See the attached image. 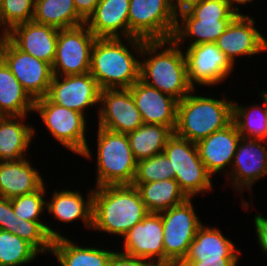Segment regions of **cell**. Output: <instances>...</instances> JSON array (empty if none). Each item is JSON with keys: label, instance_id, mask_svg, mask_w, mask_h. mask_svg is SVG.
Listing matches in <instances>:
<instances>
[{"label": "cell", "instance_id": "obj_1", "mask_svg": "<svg viewBox=\"0 0 267 266\" xmlns=\"http://www.w3.org/2000/svg\"><path fill=\"white\" fill-rule=\"evenodd\" d=\"M145 41L137 37L96 38L91 51L90 74L101 90L130 88L140 80Z\"/></svg>", "mask_w": 267, "mask_h": 266}, {"label": "cell", "instance_id": "obj_2", "mask_svg": "<svg viewBox=\"0 0 267 266\" xmlns=\"http://www.w3.org/2000/svg\"><path fill=\"white\" fill-rule=\"evenodd\" d=\"M140 81L181 101L193 90L188 82L183 48L173 39L145 41L140 59Z\"/></svg>", "mask_w": 267, "mask_h": 266}, {"label": "cell", "instance_id": "obj_3", "mask_svg": "<svg viewBox=\"0 0 267 266\" xmlns=\"http://www.w3.org/2000/svg\"><path fill=\"white\" fill-rule=\"evenodd\" d=\"M148 213L138 189L132 185L94 188L92 231L123 237Z\"/></svg>", "mask_w": 267, "mask_h": 266}, {"label": "cell", "instance_id": "obj_4", "mask_svg": "<svg viewBox=\"0 0 267 266\" xmlns=\"http://www.w3.org/2000/svg\"><path fill=\"white\" fill-rule=\"evenodd\" d=\"M193 89L177 106V122L174 134L190 142H198L216 131L226 128L233 119V100L214 98ZM204 95V96H203Z\"/></svg>", "mask_w": 267, "mask_h": 266}, {"label": "cell", "instance_id": "obj_5", "mask_svg": "<svg viewBox=\"0 0 267 266\" xmlns=\"http://www.w3.org/2000/svg\"><path fill=\"white\" fill-rule=\"evenodd\" d=\"M236 15L225 0H201L177 15L172 39L181 48L215 43Z\"/></svg>", "mask_w": 267, "mask_h": 266}, {"label": "cell", "instance_id": "obj_6", "mask_svg": "<svg viewBox=\"0 0 267 266\" xmlns=\"http://www.w3.org/2000/svg\"><path fill=\"white\" fill-rule=\"evenodd\" d=\"M96 182L94 188L105 185H132L137 161L127 134L97 127Z\"/></svg>", "mask_w": 267, "mask_h": 266}, {"label": "cell", "instance_id": "obj_7", "mask_svg": "<svg viewBox=\"0 0 267 266\" xmlns=\"http://www.w3.org/2000/svg\"><path fill=\"white\" fill-rule=\"evenodd\" d=\"M54 140L72 153L92 160L93 150L86 136L89 122L77 111L51 102L46 96L34 100V112Z\"/></svg>", "mask_w": 267, "mask_h": 266}, {"label": "cell", "instance_id": "obj_8", "mask_svg": "<svg viewBox=\"0 0 267 266\" xmlns=\"http://www.w3.org/2000/svg\"><path fill=\"white\" fill-rule=\"evenodd\" d=\"M163 153L170 160L171 173L187 198L201 197L214 190L213 177L201 161L194 142L173 134Z\"/></svg>", "mask_w": 267, "mask_h": 266}, {"label": "cell", "instance_id": "obj_9", "mask_svg": "<svg viewBox=\"0 0 267 266\" xmlns=\"http://www.w3.org/2000/svg\"><path fill=\"white\" fill-rule=\"evenodd\" d=\"M193 198L163 210V245L165 266H178L186 257L196 232L204 224L194 208Z\"/></svg>", "mask_w": 267, "mask_h": 266}, {"label": "cell", "instance_id": "obj_10", "mask_svg": "<svg viewBox=\"0 0 267 266\" xmlns=\"http://www.w3.org/2000/svg\"><path fill=\"white\" fill-rule=\"evenodd\" d=\"M264 177H267V141L241 137L229 175L225 179L226 184L233 186L234 191L243 197L240 198V202L245 212L254 208V204L251 203L252 190ZM246 190L250 194V202L244 198Z\"/></svg>", "mask_w": 267, "mask_h": 266}, {"label": "cell", "instance_id": "obj_11", "mask_svg": "<svg viewBox=\"0 0 267 266\" xmlns=\"http://www.w3.org/2000/svg\"><path fill=\"white\" fill-rule=\"evenodd\" d=\"M129 37L146 41L172 39L177 14L170 0H130Z\"/></svg>", "mask_w": 267, "mask_h": 266}, {"label": "cell", "instance_id": "obj_12", "mask_svg": "<svg viewBox=\"0 0 267 266\" xmlns=\"http://www.w3.org/2000/svg\"><path fill=\"white\" fill-rule=\"evenodd\" d=\"M183 51L187 63L188 82L193 89L198 86L214 88L227 78L229 80L236 69L216 43L192 45L183 48Z\"/></svg>", "mask_w": 267, "mask_h": 266}, {"label": "cell", "instance_id": "obj_13", "mask_svg": "<svg viewBox=\"0 0 267 266\" xmlns=\"http://www.w3.org/2000/svg\"><path fill=\"white\" fill-rule=\"evenodd\" d=\"M236 246L219 227L204 223L178 266H237L242 251Z\"/></svg>", "mask_w": 267, "mask_h": 266}, {"label": "cell", "instance_id": "obj_14", "mask_svg": "<svg viewBox=\"0 0 267 266\" xmlns=\"http://www.w3.org/2000/svg\"><path fill=\"white\" fill-rule=\"evenodd\" d=\"M95 40V35L85 23L60 29L56 43V56L52 64L53 75L90 73L91 51Z\"/></svg>", "mask_w": 267, "mask_h": 266}, {"label": "cell", "instance_id": "obj_15", "mask_svg": "<svg viewBox=\"0 0 267 266\" xmlns=\"http://www.w3.org/2000/svg\"><path fill=\"white\" fill-rule=\"evenodd\" d=\"M0 58L33 100L45 97L52 82V66L18 49L7 37L0 46Z\"/></svg>", "mask_w": 267, "mask_h": 266}, {"label": "cell", "instance_id": "obj_16", "mask_svg": "<svg viewBox=\"0 0 267 266\" xmlns=\"http://www.w3.org/2000/svg\"><path fill=\"white\" fill-rule=\"evenodd\" d=\"M101 89L90 73L53 75L46 97L53 103L77 111L85 116L88 110L99 112ZM96 107V108H95Z\"/></svg>", "mask_w": 267, "mask_h": 266}, {"label": "cell", "instance_id": "obj_17", "mask_svg": "<svg viewBox=\"0 0 267 266\" xmlns=\"http://www.w3.org/2000/svg\"><path fill=\"white\" fill-rule=\"evenodd\" d=\"M256 25V19L250 14H237L215 42L235 66H238L239 57L267 53V37Z\"/></svg>", "mask_w": 267, "mask_h": 266}, {"label": "cell", "instance_id": "obj_18", "mask_svg": "<svg viewBox=\"0 0 267 266\" xmlns=\"http://www.w3.org/2000/svg\"><path fill=\"white\" fill-rule=\"evenodd\" d=\"M97 127L129 133L142 124V118L129 88L103 89L100 92Z\"/></svg>", "mask_w": 267, "mask_h": 266}, {"label": "cell", "instance_id": "obj_19", "mask_svg": "<svg viewBox=\"0 0 267 266\" xmlns=\"http://www.w3.org/2000/svg\"><path fill=\"white\" fill-rule=\"evenodd\" d=\"M123 238V239H122ZM122 239L120 252L165 266L163 223L160 213L149 212Z\"/></svg>", "mask_w": 267, "mask_h": 266}, {"label": "cell", "instance_id": "obj_20", "mask_svg": "<svg viewBox=\"0 0 267 266\" xmlns=\"http://www.w3.org/2000/svg\"><path fill=\"white\" fill-rule=\"evenodd\" d=\"M240 139L241 135L232 122L195 143L201 161L213 178L218 173H223L224 178L229 175Z\"/></svg>", "mask_w": 267, "mask_h": 266}, {"label": "cell", "instance_id": "obj_21", "mask_svg": "<svg viewBox=\"0 0 267 266\" xmlns=\"http://www.w3.org/2000/svg\"><path fill=\"white\" fill-rule=\"evenodd\" d=\"M129 89L143 124L164 125L174 132L177 122L178 100L140 80L136 81Z\"/></svg>", "mask_w": 267, "mask_h": 266}, {"label": "cell", "instance_id": "obj_22", "mask_svg": "<svg viewBox=\"0 0 267 266\" xmlns=\"http://www.w3.org/2000/svg\"><path fill=\"white\" fill-rule=\"evenodd\" d=\"M59 29L32 21L12 27L6 37L20 50L49 63L56 56Z\"/></svg>", "mask_w": 267, "mask_h": 266}, {"label": "cell", "instance_id": "obj_23", "mask_svg": "<svg viewBox=\"0 0 267 266\" xmlns=\"http://www.w3.org/2000/svg\"><path fill=\"white\" fill-rule=\"evenodd\" d=\"M85 196L79 189L70 188L56 189L46 200V211L54 220L62 224H71L75 221H81L83 227L92 229V211H93V194L94 187L91 188Z\"/></svg>", "mask_w": 267, "mask_h": 266}, {"label": "cell", "instance_id": "obj_24", "mask_svg": "<svg viewBox=\"0 0 267 266\" xmlns=\"http://www.w3.org/2000/svg\"><path fill=\"white\" fill-rule=\"evenodd\" d=\"M130 0H100L85 21L96 38L129 37Z\"/></svg>", "mask_w": 267, "mask_h": 266}, {"label": "cell", "instance_id": "obj_25", "mask_svg": "<svg viewBox=\"0 0 267 266\" xmlns=\"http://www.w3.org/2000/svg\"><path fill=\"white\" fill-rule=\"evenodd\" d=\"M28 157L0 162V197L12 199L37 191L45 179Z\"/></svg>", "mask_w": 267, "mask_h": 266}, {"label": "cell", "instance_id": "obj_26", "mask_svg": "<svg viewBox=\"0 0 267 266\" xmlns=\"http://www.w3.org/2000/svg\"><path fill=\"white\" fill-rule=\"evenodd\" d=\"M28 116H0V162L28 157L35 134L38 136Z\"/></svg>", "mask_w": 267, "mask_h": 266}, {"label": "cell", "instance_id": "obj_27", "mask_svg": "<svg viewBox=\"0 0 267 266\" xmlns=\"http://www.w3.org/2000/svg\"><path fill=\"white\" fill-rule=\"evenodd\" d=\"M90 246H82L65 236L52 240L51 256L57 259L60 266H107L115 251L113 246L112 249Z\"/></svg>", "mask_w": 267, "mask_h": 266}, {"label": "cell", "instance_id": "obj_28", "mask_svg": "<svg viewBox=\"0 0 267 266\" xmlns=\"http://www.w3.org/2000/svg\"><path fill=\"white\" fill-rule=\"evenodd\" d=\"M32 112L34 100L0 58V116H23Z\"/></svg>", "mask_w": 267, "mask_h": 266}, {"label": "cell", "instance_id": "obj_29", "mask_svg": "<svg viewBox=\"0 0 267 266\" xmlns=\"http://www.w3.org/2000/svg\"><path fill=\"white\" fill-rule=\"evenodd\" d=\"M141 195L149 212L159 213L183 203L187 197L175 179H164L150 183H132Z\"/></svg>", "mask_w": 267, "mask_h": 266}, {"label": "cell", "instance_id": "obj_30", "mask_svg": "<svg viewBox=\"0 0 267 266\" xmlns=\"http://www.w3.org/2000/svg\"><path fill=\"white\" fill-rule=\"evenodd\" d=\"M33 21L59 30L85 23L73 0H35Z\"/></svg>", "mask_w": 267, "mask_h": 266}, {"label": "cell", "instance_id": "obj_31", "mask_svg": "<svg viewBox=\"0 0 267 266\" xmlns=\"http://www.w3.org/2000/svg\"><path fill=\"white\" fill-rule=\"evenodd\" d=\"M174 132L167 126L142 124L135 131L127 133L130 148L138 162L163 153L167 140Z\"/></svg>", "mask_w": 267, "mask_h": 266}, {"label": "cell", "instance_id": "obj_32", "mask_svg": "<svg viewBox=\"0 0 267 266\" xmlns=\"http://www.w3.org/2000/svg\"><path fill=\"white\" fill-rule=\"evenodd\" d=\"M233 119L241 137L267 141V112L260 102L254 105L239 104L233 99ZM262 103V104H261Z\"/></svg>", "mask_w": 267, "mask_h": 266}, {"label": "cell", "instance_id": "obj_33", "mask_svg": "<svg viewBox=\"0 0 267 266\" xmlns=\"http://www.w3.org/2000/svg\"><path fill=\"white\" fill-rule=\"evenodd\" d=\"M47 222L20 219L16 216L14 235L30 243L41 255L51 254L52 240L65 237L63 231L55 229Z\"/></svg>", "mask_w": 267, "mask_h": 266}, {"label": "cell", "instance_id": "obj_34", "mask_svg": "<svg viewBox=\"0 0 267 266\" xmlns=\"http://www.w3.org/2000/svg\"><path fill=\"white\" fill-rule=\"evenodd\" d=\"M40 253L27 241L0 230V266H25L34 262Z\"/></svg>", "mask_w": 267, "mask_h": 266}, {"label": "cell", "instance_id": "obj_35", "mask_svg": "<svg viewBox=\"0 0 267 266\" xmlns=\"http://www.w3.org/2000/svg\"><path fill=\"white\" fill-rule=\"evenodd\" d=\"M45 184L47 185V183H44L35 192L11 199L14 213L18 218L36 222H47L41 218L46 213L47 200L45 197L49 194Z\"/></svg>", "mask_w": 267, "mask_h": 266}, {"label": "cell", "instance_id": "obj_36", "mask_svg": "<svg viewBox=\"0 0 267 266\" xmlns=\"http://www.w3.org/2000/svg\"><path fill=\"white\" fill-rule=\"evenodd\" d=\"M35 0H1L0 27L8 32L12 27L33 20Z\"/></svg>", "mask_w": 267, "mask_h": 266}, {"label": "cell", "instance_id": "obj_37", "mask_svg": "<svg viewBox=\"0 0 267 266\" xmlns=\"http://www.w3.org/2000/svg\"><path fill=\"white\" fill-rule=\"evenodd\" d=\"M164 179H174L170 160L164 153L137 162L133 183H150Z\"/></svg>", "mask_w": 267, "mask_h": 266}, {"label": "cell", "instance_id": "obj_38", "mask_svg": "<svg viewBox=\"0 0 267 266\" xmlns=\"http://www.w3.org/2000/svg\"><path fill=\"white\" fill-rule=\"evenodd\" d=\"M16 215L11 199L0 197V230L14 234Z\"/></svg>", "mask_w": 267, "mask_h": 266}, {"label": "cell", "instance_id": "obj_39", "mask_svg": "<svg viewBox=\"0 0 267 266\" xmlns=\"http://www.w3.org/2000/svg\"><path fill=\"white\" fill-rule=\"evenodd\" d=\"M107 266H155L152 262L143 258L133 257L115 249Z\"/></svg>", "mask_w": 267, "mask_h": 266}, {"label": "cell", "instance_id": "obj_40", "mask_svg": "<svg viewBox=\"0 0 267 266\" xmlns=\"http://www.w3.org/2000/svg\"><path fill=\"white\" fill-rule=\"evenodd\" d=\"M254 231H256L257 244L267 257V218L263 215L256 214L253 219Z\"/></svg>", "mask_w": 267, "mask_h": 266}, {"label": "cell", "instance_id": "obj_41", "mask_svg": "<svg viewBox=\"0 0 267 266\" xmlns=\"http://www.w3.org/2000/svg\"><path fill=\"white\" fill-rule=\"evenodd\" d=\"M77 13L86 21L100 0H73Z\"/></svg>", "mask_w": 267, "mask_h": 266}, {"label": "cell", "instance_id": "obj_42", "mask_svg": "<svg viewBox=\"0 0 267 266\" xmlns=\"http://www.w3.org/2000/svg\"><path fill=\"white\" fill-rule=\"evenodd\" d=\"M201 0H170L172 8L178 15L180 12L188 10L191 6L199 3Z\"/></svg>", "mask_w": 267, "mask_h": 266}, {"label": "cell", "instance_id": "obj_43", "mask_svg": "<svg viewBox=\"0 0 267 266\" xmlns=\"http://www.w3.org/2000/svg\"><path fill=\"white\" fill-rule=\"evenodd\" d=\"M228 6L236 13V14H247L241 11L242 6H246L251 4L253 6V2L256 0H225ZM248 3V4H247ZM242 5V6H241Z\"/></svg>", "mask_w": 267, "mask_h": 266}, {"label": "cell", "instance_id": "obj_44", "mask_svg": "<svg viewBox=\"0 0 267 266\" xmlns=\"http://www.w3.org/2000/svg\"><path fill=\"white\" fill-rule=\"evenodd\" d=\"M258 95L260 96V99L262 100L263 104L265 105V109L267 112V90H260V92H258Z\"/></svg>", "mask_w": 267, "mask_h": 266}, {"label": "cell", "instance_id": "obj_45", "mask_svg": "<svg viewBox=\"0 0 267 266\" xmlns=\"http://www.w3.org/2000/svg\"><path fill=\"white\" fill-rule=\"evenodd\" d=\"M6 37V32L0 27V46L3 43L4 39Z\"/></svg>", "mask_w": 267, "mask_h": 266}]
</instances>
